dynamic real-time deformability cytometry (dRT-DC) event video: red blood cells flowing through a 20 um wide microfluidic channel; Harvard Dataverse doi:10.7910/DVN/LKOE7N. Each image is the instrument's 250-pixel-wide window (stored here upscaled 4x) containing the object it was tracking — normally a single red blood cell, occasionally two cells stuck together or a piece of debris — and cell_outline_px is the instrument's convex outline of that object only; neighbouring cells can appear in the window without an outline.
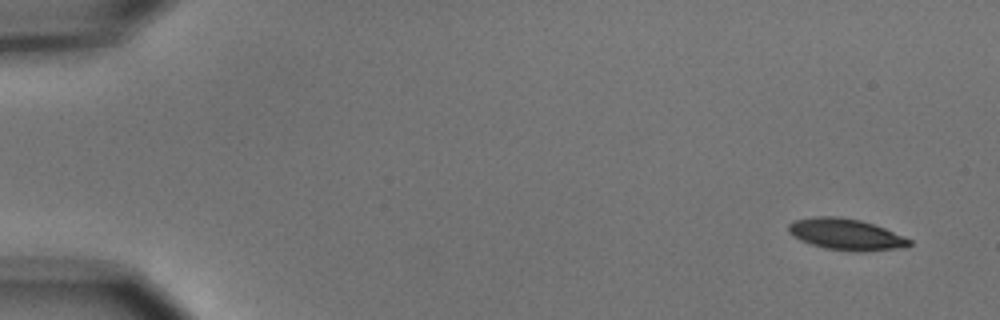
{"species": "common noctule bat (a hibernating species)", "species_latin": "Nyctalus noctula", "temperature_condition": "cold", "stored_images_in_passage": 6, "camera_frame_rate_fps": 3000, "um_per_image_px": 0.085, "animal": {"sex": "male", "body_mass_g": 15.6}, "frame": {"image": 1, "passage_image": 1, "time_ms": 0.0, "image_size_px": [1000, 320], "cell_outline_px": [[912, 244], [904, 248], [860, 252], [856, 252], [824, 248], [800, 240], [792, 236], [788, 232], [788, 224], [792, 220], [816, 216], [840, 216], [860, 220], [884, 228], [904, 236], [912, 240]], "centroid_in_image_um": [71.9, 19.92], "position_along_channel_um": 13.1, "area_um2": 22.31}}
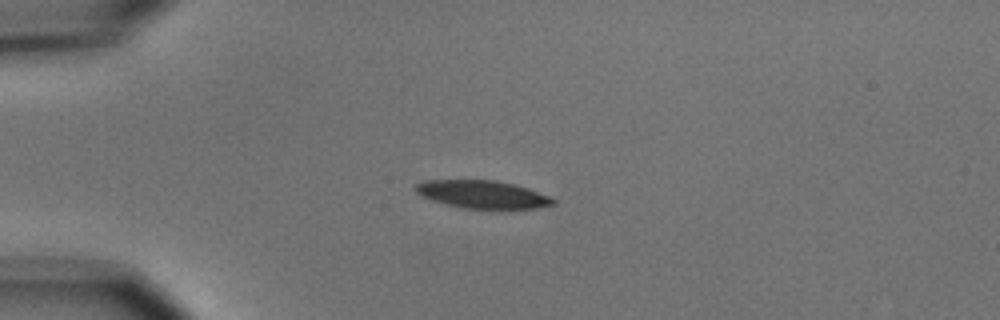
{"frame": {"image": 2, "passage_image": 4, "time_ms": 3.667, "image_size_px": [1000, 320], "cell_outline_px": [[556, 204], [536, 208], [464, 208], [448, 204], [424, 196], [416, 192], [416, 184], [424, 180], [496, 180], [528, 188], [548, 196], [556, 200]], "centroid_in_image_um": [41.05, 16.51], "position_along_channel_um": 44.0, "area_um2": 21.79}}
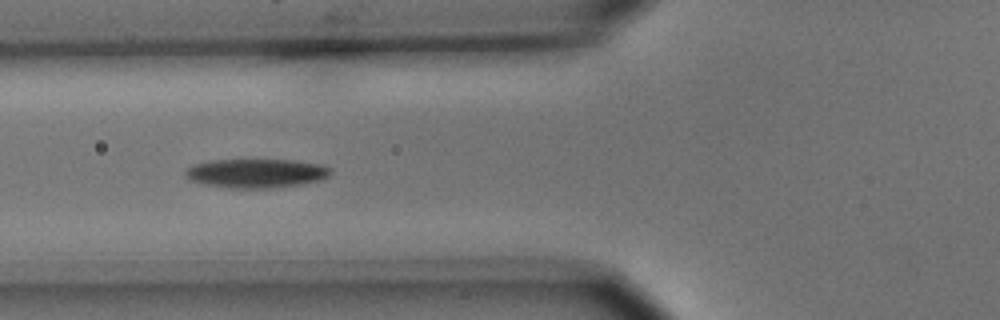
{"frame": {"image": 3, "passage_image": 6, "time_ms": 6.0, "image_size_px": [1000, 320], "cell_outline_px": [[332, 172], [324, 180], [304, 184], [276, 188], [228, 188], [204, 184], [192, 180], [184, 172], [188, 168], [196, 164], [212, 160], [296, 160], [320, 164], [332, 168]], "centroid_in_image_um": [21.88, 14.73], "position_along_channel_um": 103.9, "area_um2": 24.68}}